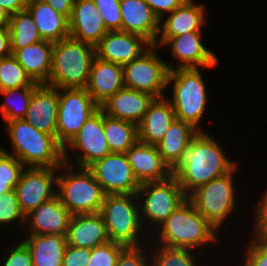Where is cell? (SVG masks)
Instances as JSON below:
<instances>
[{
	"label": "cell",
	"mask_w": 267,
	"mask_h": 266,
	"mask_svg": "<svg viewBox=\"0 0 267 266\" xmlns=\"http://www.w3.org/2000/svg\"><path fill=\"white\" fill-rule=\"evenodd\" d=\"M237 164L227 157L218 140L206 132H198L171 171L189 196L210 180L227 174Z\"/></svg>",
	"instance_id": "6da1fadb"
},
{
	"label": "cell",
	"mask_w": 267,
	"mask_h": 266,
	"mask_svg": "<svg viewBox=\"0 0 267 266\" xmlns=\"http://www.w3.org/2000/svg\"><path fill=\"white\" fill-rule=\"evenodd\" d=\"M154 232L153 238L157 244L195 251L202 249L204 245L217 243L220 237L217 234L218 230L189 199L184 201Z\"/></svg>",
	"instance_id": "7a4b0ae2"
},
{
	"label": "cell",
	"mask_w": 267,
	"mask_h": 266,
	"mask_svg": "<svg viewBox=\"0 0 267 266\" xmlns=\"http://www.w3.org/2000/svg\"><path fill=\"white\" fill-rule=\"evenodd\" d=\"M14 157L25 167L58 168L64 163V148L57 139L34 128L25 119L5 122Z\"/></svg>",
	"instance_id": "3957f363"
},
{
	"label": "cell",
	"mask_w": 267,
	"mask_h": 266,
	"mask_svg": "<svg viewBox=\"0 0 267 266\" xmlns=\"http://www.w3.org/2000/svg\"><path fill=\"white\" fill-rule=\"evenodd\" d=\"M96 47L73 37L53 43L51 71L46 85L62 88H86Z\"/></svg>",
	"instance_id": "277c9868"
},
{
	"label": "cell",
	"mask_w": 267,
	"mask_h": 266,
	"mask_svg": "<svg viewBox=\"0 0 267 266\" xmlns=\"http://www.w3.org/2000/svg\"><path fill=\"white\" fill-rule=\"evenodd\" d=\"M200 68H178L169 71L167 88L172 85V96L167 99L173 107L176 119L190 124L198 132L204 118L208 96Z\"/></svg>",
	"instance_id": "5b68a950"
},
{
	"label": "cell",
	"mask_w": 267,
	"mask_h": 266,
	"mask_svg": "<svg viewBox=\"0 0 267 266\" xmlns=\"http://www.w3.org/2000/svg\"><path fill=\"white\" fill-rule=\"evenodd\" d=\"M77 169L65 162L58 167L56 195L72 215L100 213L106 194L87 168Z\"/></svg>",
	"instance_id": "8992f818"
},
{
	"label": "cell",
	"mask_w": 267,
	"mask_h": 266,
	"mask_svg": "<svg viewBox=\"0 0 267 266\" xmlns=\"http://www.w3.org/2000/svg\"><path fill=\"white\" fill-rule=\"evenodd\" d=\"M100 214L110 241L125 246H140L142 240H148L142 237L149 234L144 231L136 193L105 195Z\"/></svg>",
	"instance_id": "52a82bcc"
},
{
	"label": "cell",
	"mask_w": 267,
	"mask_h": 266,
	"mask_svg": "<svg viewBox=\"0 0 267 266\" xmlns=\"http://www.w3.org/2000/svg\"><path fill=\"white\" fill-rule=\"evenodd\" d=\"M136 194L142 224L145 230L149 231L151 228L155 231L188 199L174 176L163 181L141 183ZM147 226L150 228L147 229ZM153 227L156 228L153 229Z\"/></svg>",
	"instance_id": "ba28073f"
},
{
	"label": "cell",
	"mask_w": 267,
	"mask_h": 266,
	"mask_svg": "<svg viewBox=\"0 0 267 266\" xmlns=\"http://www.w3.org/2000/svg\"><path fill=\"white\" fill-rule=\"evenodd\" d=\"M238 168L236 165L227 174L210 180L188 196L195 208L219 231L237 206L234 174Z\"/></svg>",
	"instance_id": "9c48e42d"
},
{
	"label": "cell",
	"mask_w": 267,
	"mask_h": 266,
	"mask_svg": "<svg viewBox=\"0 0 267 266\" xmlns=\"http://www.w3.org/2000/svg\"><path fill=\"white\" fill-rule=\"evenodd\" d=\"M158 47L151 45L138 58L123 65L124 86L145 92L154 98L165 97L169 69L167 62L160 59Z\"/></svg>",
	"instance_id": "30bf717a"
},
{
	"label": "cell",
	"mask_w": 267,
	"mask_h": 266,
	"mask_svg": "<svg viewBox=\"0 0 267 266\" xmlns=\"http://www.w3.org/2000/svg\"><path fill=\"white\" fill-rule=\"evenodd\" d=\"M100 106L86 88L59 89L56 139L64 148Z\"/></svg>",
	"instance_id": "8fae6325"
},
{
	"label": "cell",
	"mask_w": 267,
	"mask_h": 266,
	"mask_svg": "<svg viewBox=\"0 0 267 266\" xmlns=\"http://www.w3.org/2000/svg\"><path fill=\"white\" fill-rule=\"evenodd\" d=\"M72 149L78 154L73 156L74 163H77L76 166L73 162L71 163V156L69 157L68 154ZM110 153L103 130V110L99 108L87 119L78 134L64 147V162L74 167L78 165L80 168H87L96 160Z\"/></svg>",
	"instance_id": "7c38bea8"
},
{
	"label": "cell",
	"mask_w": 267,
	"mask_h": 266,
	"mask_svg": "<svg viewBox=\"0 0 267 266\" xmlns=\"http://www.w3.org/2000/svg\"><path fill=\"white\" fill-rule=\"evenodd\" d=\"M87 169L100 183L106 195L134 194L141 185L134 176L125 153L111 152L93 162Z\"/></svg>",
	"instance_id": "4fadbf2b"
},
{
	"label": "cell",
	"mask_w": 267,
	"mask_h": 266,
	"mask_svg": "<svg viewBox=\"0 0 267 266\" xmlns=\"http://www.w3.org/2000/svg\"><path fill=\"white\" fill-rule=\"evenodd\" d=\"M58 172V168H24L15 191L25 216L56 196Z\"/></svg>",
	"instance_id": "5bb4252c"
},
{
	"label": "cell",
	"mask_w": 267,
	"mask_h": 266,
	"mask_svg": "<svg viewBox=\"0 0 267 266\" xmlns=\"http://www.w3.org/2000/svg\"><path fill=\"white\" fill-rule=\"evenodd\" d=\"M202 31L188 32L180 36L170 37L161 46H169L174 59L179 63L173 65L167 62L169 71L178 68H201L216 67L220 60L215 52L206 48L202 40Z\"/></svg>",
	"instance_id": "9a60e30c"
},
{
	"label": "cell",
	"mask_w": 267,
	"mask_h": 266,
	"mask_svg": "<svg viewBox=\"0 0 267 266\" xmlns=\"http://www.w3.org/2000/svg\"><path fill=\"white\" fill-rule=\"evenodd\" d=\"M59 89L37 83L24 119L39 131L56 138Z\"/></svg>",
	"instance_id": "2e32d148"
},
{
	"label": "cell",
	"mask_w": 267,
	"mask_h": 266,
	"mask_svg": "<svg viewBox=\"0 0 267 266\" xmlns=\"http://www.w3.org/2000/svg\"><path fill=\"white\" fill-rule=\"evenodd\" d=\"M204 4H196L186 0L180 7L164 16L159 21V33L155 42L158 48L170 37L180 36L188 32L202 31L206 22Z\"/></svg>",
	"instance_id": "e0dca14e"
},
{
	"label": "cell",
	"mask_w": 267,
	"mask_h": 266,
	"mask_svg": "<svg viewBox=\"0 0 267 266\" xmlns=\"http://www.w3.org/2000/svg\"><path fill=\"white\" fill-rule=\"evenodd\" d=\"M150 46L151 44L140 35L108 31L96 46V56L123 66L138 58Z\"/></svg>",
	"instance_id": "ac0fdd59"
},
{
	"label": "cell",
	"mask_w": 267,
	"mask_h": 266,
	"mask_svg": "<svg viewBox=\"0 0 267 266\" xmlns=\"http://www.w3.org/2000/svg\"><path fill=\"white\" fill-rule=\"evenodd\" d=\"M138 182L163 181L172 176L169 165L163 160L156 145L139 140L125 152Z\"/></svg>",
	"instance_id": "d6986e66"
},
{
	"label": "cell",
	"mask_w": 267,
	"mask_h": 266,
	"mask_svg": "<svg viewBox=\"0 0 267 266\" xmlns=\"http://www.w3.org/2000/svg\"><path fill=\"white\" fill-rule=\"evenodd\" d=\"M107 29L93 0H75L69 19V36L96 47Z\"/></svg>",
	"instance_id": "ffe728a7"
},
{
	"label": "cell",
	"mask_w": 267,
	"mask_h": 266,
	"mask_svg": "<svg viewBox=\"0 0 267 266\" xmlns=\"http://www.w3.org/2000/svg\"><path fill=\"white\" fill-rule=\"evenodd\" d=\"M72 214L56 195L40 204L25 217L28 235L63 234L66 236Z\"/></svg>",
	"instance_id": "44dd1931"
},
{
	"label": "cell",
	"mask_w": 267,
	"mask_h": 266,
	"mask_svg": "<svg viewBox=\"0 0 267 266\" xmlns=\"http://www.w3.org/2000/svg\"><path fill=\"white\" fill-rule=\"evenodd\" d=\"M124 87L123 66L95 56L86 86V90L92 99L101 106Z\"/></svg>",
	"instance_id": "7402d4cb"
},
{
	"label": "cell",
	"mask_w": 267,
	"mask_h": 266,
	"mask_svg": "<svg viewBox=\"0 0 267 266\" xmlns=\"http://www.w3.org/2000/svg\"><path fill=\"white\" fill-rule=\"evenodd\" d=\"M121 31L142 36L155 45L159 33V19L145 0H120Z\"/></svg>",
	"instance_id": "603a6c76"
},
{
	"label": "cell",
	"mask_w": 267,
	"mask_h": 266,
	"mask_svg": "<svg viewBox=\"0 0 267 266\" xmlns=\"http://www.w3.org/2000/svg\"><path fill=\"white\" fill-rule=\"evenodd\" d=\"M154 97L148 93L122 88L105 101L100 108L107 116L138 125Z\"/></svg>",
	"instance_id": "cb8c5ba5"
},
{
	"label": "cell",
	"mask_w": 267,
	"mask_h": 266,
	"mask_svg": "<svg viewBox=\"0 0 267 266\" xmlns=\"http://www.w3.org/2000/svg\"><path fill=\"white\" fill-rule=\"evenodd\" d=\"M66 241L70 246L87 249L109 242L102 215L100 213L72 215Z\"/></svg>",
	"instance_id": "d4e9b609"
},
{
	"label": "cell",
	"mask_w": 267,
	"mask_h": 266,
	"mask_svg": "<svg viewBox=\"0 0 267 266\" xmlns=\"http://www.w3.org/2000/svg\"><path fill=\"white\" fill-rule=\"evenodd\" d=\"M176 119L173 107L165 97L154 98L142 121L137 125L138 140L156 145Z\"/></svg>",
	"instance_id": "484cf974"
},
{
	"label": "cell",
	"mask_w": 267,
	"mask_h": 266,
	"mask_svg": "<svg viewBox=\"0 0 267 266\" xmlns=\"http://www.w3.org/2000/svg\"><path fill=\"white\" fill-rule=\"evenodd\" d=\"M53 43L48 40H41L18 49L13 54L26 73L36 83L46 84L49 80Z\"/></svg>",
	"instance_id": "4316f807"
},
{
	"label": "cell",
	"mask_w": 267,
	"mask_h": 266,
	"mask_svg": "<svg viewBox=\"0 0 267 266\" xmlns=\"http://www.w3.org/2000/svg\"><path fill=\"white\" fill-rule=\"evenodd\" d=\"M26 9L32 15L42 40L57 42L69 36V20L48 3L29 0Z\"/></svg>",
	"instance_id": "83f0119b"
},
{
	"label": "cell",
	"mask_w": 267,
	"mask_h": 266,
	"mask_svg": "<svg viewBox=\"0 0 267 266\" xmlns=\"http://www.w3.org/2000/svg\"><path fill=\"white\" fill-rule=\"evenodd\" d=\"M22 241L29 248L33 266H62L67 247L63 234L27 235Z\"/></svg>",
	"instance_id": "f1b7e54d"
},
{
	"label": "cell",
	"mask_w": 267,
	"mask_h": 266,
	"mask_svg": "<svg viewBox=\"0 0 267 266\" xmlns=\"http://www.w3.org/2000/svg\"><path fill=\"white\" fill-rule=\"evenodd\" d=\"M198 133L190 124L175 119L163 138L156 144L163 160L172 168L181 158L182 152L189 146Z\"/></svg>",
	"instance_id": "f546056e"
},
{
	"label": "cell",
	"mask_w": 267,
	"mask_h": 266,
	"mask_svg": "<svg viewBox=\"0 0 267 266\" xmlns=\"http://www.w3.org/2000/svg\"><path fill=\"white\" fill-rule=\"evenodd\" d=\"M103 130L111 152L125 153L138 141L135 123L107 116L104 111Z\"/></svg>",
	"instance_id": "4dcf8cb0"
},
{
	"label": "cell",
	"mask_w": 267,
	"mask_h": 266,
	"mask_svg": "<svg viewBox=\"0 0 267 266\" xmlns=\"http://www.w3.org/2000/svg\"><path fill=\"white\" fill-rule=\"evenodd\" d=\"M8 28L12 55L18 49L42 40L33 17L27 9L11 15Z\"/></svg>",
	"instance_id": "1f68e13d"
},
{
	"label": "cell",
	"mask_w": 267,
	"mask_h": 266,
	"mask_svg": "<svg viewBox=\"0 0 267 266\" xmlns=\"http://www.w3.org/2000/svg\"><path fill=\"white\" fill-rule=\"evenodd\" d=\"M1 95L6 97L5 101L0 105V112L4 122L24 119L33 96V87L7 89L0 91Z\"/></svg>",
	"instance_id": "d6a6232c"
},
{
	"label": "cell",
	"mask_w": 267,
	"mask_h": 266,
	"mask_svg": "<svg viewBox=\"0 0 267 266\" xmlns=\"http://www.w3.org/2000/svg\"><path fill=\"white\" fill-rule=\"evenodd\" d=\"M154 246L153 251L150 250V266H198L193 249Z\"/></svg>",
	"instance_id": "836d02e7"
},
{
	"label": "cell",
	"mask_w": 267,
	"mask_h": 266,
	"mask_svg": "<svg viewBox=\"0 0 267 266\" xmlns=\"http://www.w3.org/2000/svg\"><path fill=\"white\" fill-rule=\"evenodd\" d=\"M36 84L12 54L0 59V91L34 87Z\"/></svg>",
	"instance_id": "e575fe53"
},
{
	"label": "cell",
	"mask_w": 267,
	"mask_h": 266,
	"mask_svg": "<svg viewBox=\"0 0 267 266\" xmlns=\"http://www.w3.org/2000/svg\"><path fill=\"white\" fill-rule=\"evenodd\" d=\"M24 168L20 160L0 146V194L16 188Z\"/></svg>",
	"instance_id": "d590c367"
},
{
	"label": "cell",
	"mask_w": 267,
	"mask_h": 266,
	"mask_svg": "<svg viewBox=\"0 0 267 266\" xmlns=\"http://www.w3.org/2000/svg\"><path fill=\"white\" fill-rule=\"evenodd\" d=\"M126 246L109 241L91 249L90 259L86 266H116L119 254Z\"/></svg>",
	"instance_id": "8d00e7d4"
},
{
	"label": "cell",
	"mask_w": 267,
	"mask_h": 266,
	"mask_svg": "<svg viewBox=\"0 0 267 266\" xmlns=\"http://www.w3.org/2000/svg\"><path fill=\"white\" fill-rule=\"evenodd\" d=\"M25 215L23 214L15 189L11 192L0 194V224L9 225L19 222L25 224Z\"/></svg>",
	"instance_id": "74e56055"
},
{
	"label": "cell",
	"mask_w": 267,
	"mask_h": 266,
	"mask_svg": "<svg viewBox=\"0 0 267 266\" xmlns=\"http://www.w3.org/2000/svg\"><path fill=\"white\" fill-rule=\"evenodd\" d=\"M99 10L107 31H121L120 0H93Z\"/></svg>",
	"instance_id": "f35d334b"
},
{
	"label": "cell",
	"mask_w": 267,
	"mask_h": 266,
	"mask_svg": "<svg viewBox=\"0 0 267 266\" xmlns=\"http://www.w3.org/2000/svg\"><path fill=\"white\" fill-rule=\"evenodd\" d=\"M145 250L148 248H144L143 245L126 246L119 254L116 266H150V251L146 253Z\"/></svg>",
	"instance_id": "ab89813d"
},
{
	"label": "cell",
	"mask_w": 267,
	"mask_h": 266,
	"mask_svg": "<svg viewBox=\"0 0 267 266\" xmlns=\"http://www.w3.org/2000/svg\"><path fill=\"white\" fill-rule=\"evenodd\" d=\"M247 253L243 266H267V240H261L253 236L252 240L245 247Z\"/></svg>",
	"instance_id": "60d3db41"
},
{
	"label": "cell",
	"mask_w": 267,
	"mask_h": 266,
	"mask_svg": "<svg viewBox=\"0 0 267 266\" xmlns=\"http://www.w3.org/2000/svg\"><path fill=\"white\" fill-rule=\"evenodd\" d=\"M3 265L1 266H33L32 255L27 245L21 240L14 243L13 247L7 252Z\"/></svg>",
	"instance_id": "b9f144b4"
},
{
	"label": "cell",
	"mask_w": 267,
	"mask_h": 266,
	"mask_svg": "<svg viewBox=\"0 0 267 266\" xmlns=\"http://www.w3.org/2000/svg\"><path fill=\"white\" fill-rule=\"evenodd\" d=\"M261 197L259 204L253 209L256 219L252 233L258 239L267 240V190Z\"/></svg>",
	"instance_id": "7bdbcfd3"
},
{
	"label": "cell",
	"mask_w": 267,
	"mask_h": 266,
	"mask_svg": "<svg viewBox=\"0 0 267 266\" xmlns=\"http://www.w3.org/2000/svg\"><path fill=\"white\" fill-rule=\"evenodd\" d=\"M91 249L67 245L63 255L62 266H86L90 259Z\"/></svg>",
	"instance_id": "ee69618b"
},
{
	"label": "cell",
	"mask_w": 267,
	"mask_h": 266,
	"mask_svg": "<svg viewBox=\"0 0 267 266\" xmlns=\"http://www.w3.org/2000/svg\"><path fill=\"white\" fill-rule=\"evenodd\" d=\"M159 20L180 7L186 0H145Z\"/></svg>",
	"instance_id": "f6af8a7d"
},
{
	"label": "cell",
	"mask_w": 267,
	"mask_h": 266,
	"mask_svg": "<svg viewBox=\"0 0 267 266\" xmlns=\"http://www.w3.org/2000/svg\"><path fill=\"white\" fill-rule=\"evenodd\" d=\"M51 5L58 13L70 19L75 0H36Z\"/></svg>",
	"instance_id": "bcb514c9"
},
{
	"label": "cell",
	"mask_w": 267,
	"mask_h": 266,
	"mask_svg": "<svg viewBox=\"0 0 267 266\" xmlns=\"http://www.w3.org/2000/svg\"><path fill=\"white\" fill-rule=\"evenodd\" d=\"M28 2L29 0H0V5L11 16L18 11L25 10L27 8Z\"/></svg>",
	"instance_id": "7dc6e473"
},
{
	"label": "cell",
	"mask_w": 267,
	"mask_h": 266,
	"mask_svg": "<svg viewBox=\"0 0 267 266\" xmlns=\"http://www.w3.org/2000/svg\"><path fill=\"white\" fill-rule=\"evenodd\" d=\"M11 55L9 28L8 26L0 27V59Z\"/></svg>",
	"instance_id": "c3c4849f"
},
{
	"label": "cell",
	"mask_w": 267,
	"mask_h": 266,
	"mask_svg": "<svg viewBox=\"0 0 267 266\" xmlns=\"http://www.w3.org/2000/svg\"><path fill=\"white\" fill-rule=\"evenodd\" d=\"M9 21V13L0 5V27L8 26Z\"/></svg>",
	"instance_id": "681fc988"
}]
</instances>
